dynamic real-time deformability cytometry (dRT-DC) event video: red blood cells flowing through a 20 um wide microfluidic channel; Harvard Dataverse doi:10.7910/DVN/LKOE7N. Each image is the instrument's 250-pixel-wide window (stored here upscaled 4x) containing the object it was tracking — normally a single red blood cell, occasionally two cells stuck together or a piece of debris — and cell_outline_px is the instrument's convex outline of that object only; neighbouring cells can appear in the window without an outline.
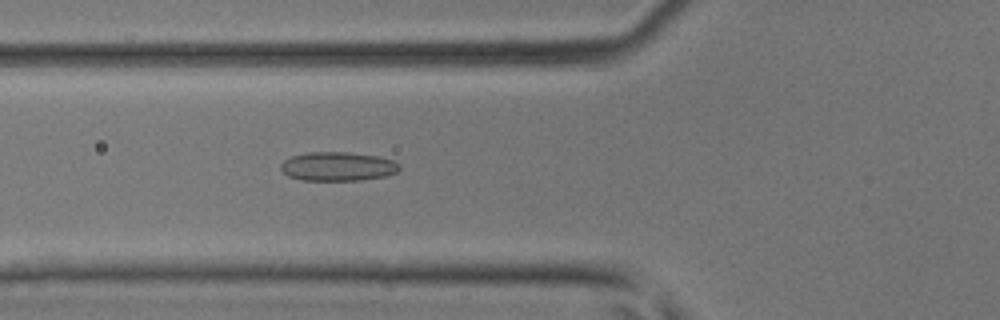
{"species": "common noctule bat (a hibernating species)", "species_latin": "Nyctalus noctula", "temperature_condition": "room temperature", "stored_images_in_passage": 35, "camera_frame_rate_fps": 3000, "um_per_image_px": 0.085, "animal": {"sex": "male", "body_mass_g": 17.9, "forearm_length_mm": 54.2}, "frame": {"image": 1, "passage_image": 7, "time_ms": 2.0, "image_size_px": [1000, 320], "cell_outline_px": [[400, 168], [396, 172], [384, 176], [360, 180], [300, 180], [288, 176], [280, 168], [280, 164], [284, 160], [292, 156], [308, 152], [348, 152], [380, 156], [392, 160], [400, 164]], "centroid_in_image_um": [28.7, 14.14], "position_along_channel_um": 97.1, "area_um2": 20.06}}
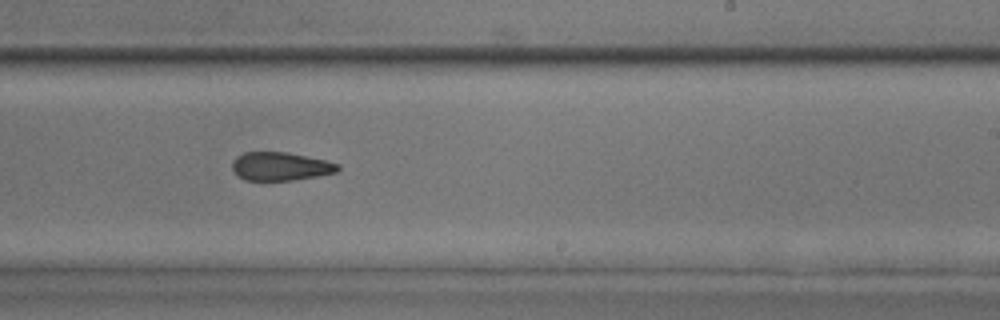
{"frame": {"image": 2, "passage_image": 18, "time_ms": 5.667, "image_size_px": [1000, 320], "cell_outline_px": [[340, 168], [336, 172], [316, 176], [292, 180], [244, 180], [232, 168], [232, 160], [236, 156], [244, 152], [288, 152], [328, 160], [340, 164]], "centroid_in_image_um": [23.86, 14.12], "position_along_channel_um": 265.1, "area_um2": 17.51}}
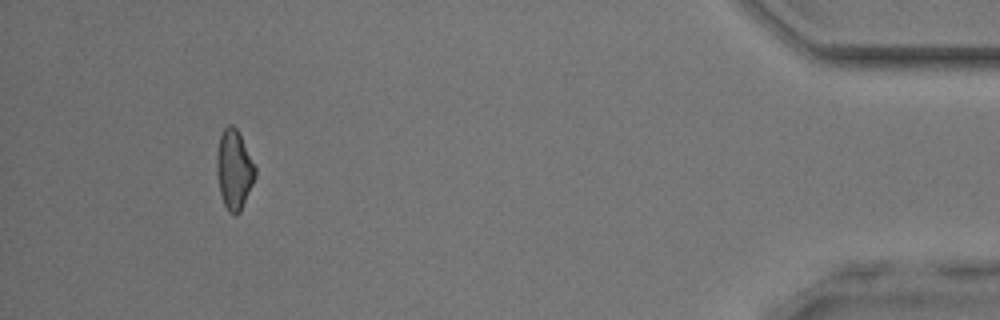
{"frame": {"image": 3, "passage_image": 32, "time_ms": 10.333, "image_size_px": [1000, 320], "cell_outline_px": [[256, 176], [240, 212], [236, 216], [228, 212], [224, 204], [220, 192], [216, 172], [216, 156], [220, 136], [224, 128], [228, 124], [232, 124], [236, 128], [256, 168]], "centroid_in_image_um": [19.88, 14.44], "position_along_channel_um": 415.3, "area_um2": 17.69}}